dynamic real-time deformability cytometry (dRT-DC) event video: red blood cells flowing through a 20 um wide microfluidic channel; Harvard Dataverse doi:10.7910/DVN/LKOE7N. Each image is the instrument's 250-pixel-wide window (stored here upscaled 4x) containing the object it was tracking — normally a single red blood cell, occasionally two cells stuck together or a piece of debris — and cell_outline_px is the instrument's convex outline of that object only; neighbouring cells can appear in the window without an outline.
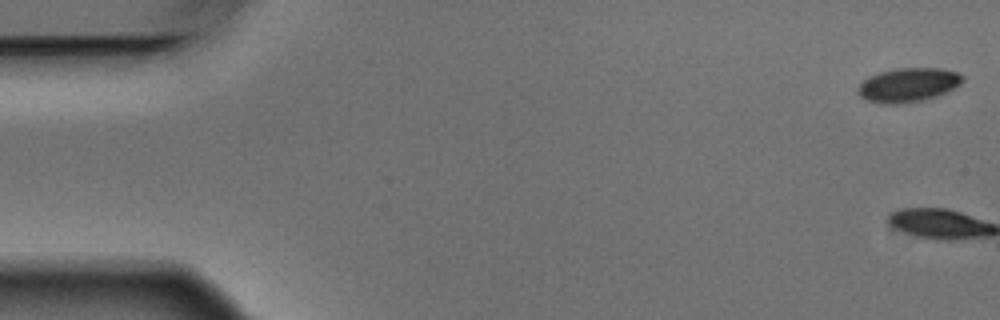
{"species": "Egyptian fruit bat (a non-hibernating species)", "species_latin": "Rousettus aegyptiacus", "temperature_condition": "warm", "stored_images_in_passage": 9, "camera_frame_rate_fps": 3000, "um_per_image_px": 0.085, "animal": {"sex": "male"}, "frame": {"image": 1, "passage_image": 1, "time_ms": 0.0, "image_size_px": [1000, 320], "cell_outline_px": [[964, 80], [960, 84], [936, 96], [920, 100], [900, 104], [880, 104], [868, 100], [860, 96], [856, 92], [856, 88], [868, 76], [880, 72], [896, 68], [940, 68], [956, 72], [964, 76]], "centroid_in_image_um": [77.15, 7.21], "position_along_channel_um": 7.8, "area_um2": 20.69}}
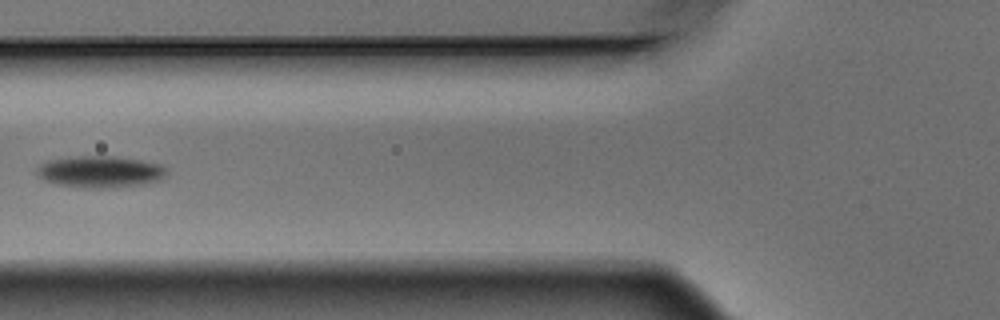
{"frame": {"image": 2, "passage_image": 7, "time_ms": 2.0, "image_size_px": [1000, 320], "cell_outline_px": [[164, 176], [160, 180], [144, 184], [112, 188], [80, 188], [56, 184], [40, 176], [36, 172], [36, 168], [40, 164], [48, 160], [76, 156], [116, 156], [140, 160], [160, 164], [164, 168]], "centroid_in_image_um": [8.49, 14.6], "position_along_channel_um": 117.3, "area_um2": 23.93}}
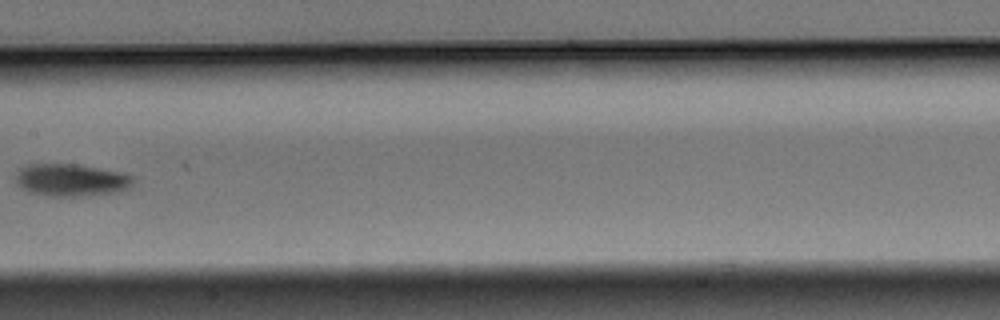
{"frame": {"image": 3, "passage_image": 9, "time_ms": 2.667, "image_size_px": [1000, 320], "cell_outline_px": [[132, 184], [128, 188], [120, 192], [76, 196], [52, 196], [28, 192], [20, 188], [16, 184], [16, 176], [20, 168], [28, 164], [76, 164], [120, 172], [132, 176]], "centroid_in_image_um": [6.01, 15.3], "position_along_channel_um": 201.4, "area_um2": 22.08}}